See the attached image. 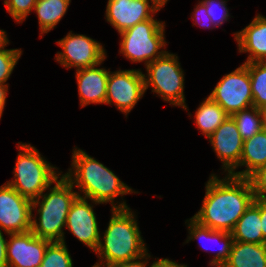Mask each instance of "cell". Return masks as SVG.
<instances>
[{
    "mask_svg": "<svg viewBox=\"0 0 266 267\" xmlns=\"http://www.w3.org/2000/svg\"><path fill=\"white\" fill-rule=\"evenodd\" d=\"M17 144L19 152L13 170L14 178L6 183L20 195L33 201L39 198L63 172H59V169L49 163L30 143Z\"/></svg>",
    "mask_w": 266,
    "mask_h": 267,
    "instance_id": "5b68a950",
    "label": "cell"
},
{
    "mask_svg": "<svg viewBox=\"0 0 266 267\" xmlns=\"http://www.w3.org/2000/svg\"><path fill=\"white\" fill-rule=\"evenodd\" d=\"M115 174L103 163L75 146L72 150L71 167L62 175L79 190L80 197L100 204L110 203L111 209L130 208L123 197L139 192L121 181ZM117 197H121L122 200L116 201Z\"/></svg>",
    "mask_w": 266,
    "mask_h": 267,
    "instance_id": "7a4b0ae2",
    "label": "cell"
},
{
    "mask_svg": "<svg viewBox=\"0 0 266 267\" xmlns=\"http://www.w3.org/2000/svg\"><path fill=\"white\" fill-rule=\"evenodd\" d=\"M213 151L222 163V174H230L240 162L243 139L233 118L229 116L209 137Z\"/></svg>",
    "mask_w": 266,
    "mask_h": 267,
    "instance_id": "4fadbf2b",
    "label": "cell"
},
{
    "mask_svg": "<svg viewBox=\"0 0 266 267\" xmlns=\"http://www.w3.org/2000/svg\"><path fill=\"white\" fill-rule=\"evenodd\" d=\"M9 41L10 40L8 39L6 31L3 29H0V49L4 47Z\"/></svg>",
    "mask_w": 266,
    "mask_h": 267,
    "instance_id": "8d00e7d4",
    "label": "cell"
},
{
    "mask_svg": "<svg viewBox=\"0 0 266 267\" xmlns=\"http://www.w3.org/2000/svg\"><path fill=\"white\" fill-rule=\"evenodd\" d=\"M231 116L253 106V95L248 68L242 64L223 77L208 95Z\"/></svg>",
    "mask_w": 266,
    "mask_h": 267,
    "instance_id": "9c48e42d",
    "label": "cell"
},
{
    "mask_svg": "<svg viewBox=\"0 0 266 267\" xmlns=\"http://www.w3.org/2000/svg\"><path fill=\"white\" fill-rule=\"evenodd\" d=\"M255 196L248 178L215 173L205 184L202 206L192 218L213 230L232 232Z\"/></svg>",
    "mask_w": 266,
    "mask_h": 267,
    "instance_id": "6da1fadb",
    "label": "cell"
},
{
    "mask_svg": "<svg viewBox=\"0 0 266 267\" xmlns=\"http://www.w3.org/2000/svg\"><path fill=\"white\" fill-rule=\"evenodd\" d=\"M261 230L266 239V199H260Z\"/></svg>",
    "mask_w": 266,
    "mask_h": 267,
    "instance_id": "d590c367",
    "label": "cell"
},
{
    "mask_svg": "<svg viewBox=\"0 0 266 267\" xmlns=\"http://www.w3.org/2000/svg\"><path fill=\"white\" fill-rule=\"evenodd\" d=\"M6 249L7 239H5L3 232L0 230V267H8Z\"/></svg>",
    "mask_w": 266,
    "mask_h": 267,
    "instance_id": "836d02e7",
    "label": "cell"
},
{
    "mask_svg": "<svg viewBox=\"0 0 266 267\" xmlns=\"http://www.w3.org/2000/svg\"><path fill=\"white\" fill-rule=\"evenodd\" d=\"M243 64L250 75L253 106L266 111V61Z\"/></svg>",
    "mask_w": 266,
    "mask_h": 267,
    "instance_id": "d4e9b609",
    "label": "cell"
},
{
    "mask_svg": "<svg viewBox=\"0 0 266 267\" xmlns=\"http://www.w3.org/2000/svg\"><path fill=\"white\" fill-rule=\"evenodd\" d=\"M179 63L178 55L167 52L150 62L143 73L145 91L150 87L163 101L188 111L185 99V74Z\"/></svg>",
    "mask_w": 266,
    "mask_h": 267,
    "instance_id": "52a82bcc",
    "label": "cell"
},
{
    "mask_svg": "<svg viewBox=\"0 0 266 267\" xmlns=\"http://www.w3.org/2000/svg\"><path fill=\"white\" fill-rule=\"evenodd\" d=\"M205 6L208 16L215 28L223 25L230 18L227 1L229 0H200Z\"/></svg>",
    "mask_w": 266,
    "mask_h": 267,
    "instance_id": "83f0119b",
    "label": "cell"
},
{
    "mask_svg": "<svg viewBox=\"0 0 266 267\" xmlns=\"http://www.w3.org/2000/svg\"><path fill=\"white\" fill-rule=\"evenodd\" d=\"M71 0H37L34 6L40 30V38L53 30L66 15Z\"/></svg>",
    "mask_w": 266,
    "mask_h": 267,
    "instance_id": "603a6c76",
    "label": "cell"
},
{
    "mask_svg": "<svg viewBox=\"0 0 266 267\" xmlns=\"http://www.w3.org/2000/svg\"><path fill=\"white\" fill-rule=\"evenodd\" d=\"M74 189L61 175L47 188V192L32 201L31 232L35 236L51 242H65L66 218L72 203L79 196ZM35 210L37 215L34 214Z\"/></svg>",
    "mask_w": 266,
    "mask_h": 267,
    "instance_id": "277c9868",
    "label": "cell"
},
{
    "mask_svg": "<svg viewBox=\"0 0 266 267\" xmlns=\"http://www.w3.org/2000/svg\"><path fill=\"white\" fill-rule=\"evenodd\" d=\"M145 92L141 68L109 71L105 104H114L127 117Z\"/></svg>",
    "mask_w": 266,
    "mask_h": 267,
    "instance_id": "30bf717a",
    "label": "cell"
},
{
    "mask_svg": "<svg viewBox=\"0 0 266 267\" xmlns=\"http://www.w3.org/2000/svg\"><path fill=\"white\" fill-rule=\"evenodd\" d=\"M7 235L8 267H40L51 241L37 237L31 231Z\"/></svg>",
    "mask_w": 266,
    "mask_h": 267,
    "instance_id": "9a60e30c",
    "label": "cell"
},
{
    "mask_svg": "<svg viewBox=\"0 0 266 267\" xmlns=\"http://www.w3.org/2000/svg\"><path fill=\"white\" fill-rule=\"evenodd\" d=\"M101 65L102 63L75 72L81 108L89 104H105L110 69L101 68Z\"/></svg>",
    "mask_w": 266,
    "mask_h": 267,
    "instance_id": "e0dca14e",
    "label": "cell"
},
{
    "mask_svg": "<svg viewBox=\"0 0 266 267\" xmlns=\"http://www.w3.org/2000/svg\"><path fill=\"white\" fill-rule=\"evenodd\" d=\"M32 201L6 182L0 186V230L6 234L31 231Z\"/></svg>",
    "mask_w": 266,
    "mask_h": 267,
    "instance_id": "8fae6325",
    "label": "cell"
},
{
    "mask_svg": "<svg viewBox=\"0 0 266 267\" xmlns=\"http://www.w3.org/2000/svg\"><path fill=\"white\" fill-rule=\"evenodd\" d=\"M137 23L119 33V53L132 63L150 62L162 57L166 51L165 22L154 18Z\"/></svg>",
    "mask_w": 266,
    "mask_h": 267,
    "instance_id": "8992f818",
    "label": "cell"
},
{
    "mask_svg": "<svg viewBox=\"0 0 266 267\" xmlns=\"http://www.w3.org/2000/svg\"><path fill=\"white\" fill-rule=\"evenodd\" d=\"M95 205L100 203L78 196L71 205L65 223L66 230L93 252L99 244L101 234L93 208Z\"/></svg>",
    "mask_w": 266,
    "mask_h": 267,
    "instance_id": "7c38bea8",
    "label": "cell"
},
{
    "mask_svg": "<svg viewBox=\"0 0 266 267\" xmlns=\"http://www.w3.org/2000/svg\"><path fill=\"white\" fill-rule=\"evenodd\" d=\"M263 165H266V127L251 138L243 141L239 165L229 175L247 178ZM239 167L245 168L241 171H235Z\"/></svg>",
    "mask_w": 266,
    "mask_h": 267,
    "instance_id": "d6986e66",
    "label": "cell"
},
{
    "mask_svg": "<svg viewBox=\"0 0 266 267\" xmlns=\"http://www.w3.org/2000/svg\"><path fill=\"white\" fill-rule=\"evenodd\" d=\"M160 11L167 4L169 0H150Z\"/></svg>",
    "mask_w": 266,
    "mask_h": 267,
    "instance_id": "74e56055",
    "label": "cell"
},
{
    "mask_svg": "<svg viewBox=\"0 0 266 267\" xmlns=\"http://www.w3.org/2000/svg\"><path fill=\"white\" fill-rule=\"evenodd\" d=\"M222 267H266V243L233 241L229 258Z\"/></svg>",
    "mask_w": 266,
    "mask_h": 267,
    "instance_id": "44dd1931",
    "label": "cell"
},
{
    "mask_svg": "<svg viewBox=\"0 0 266 267\" xmlns=\"http://www.w3.org/2000/svg\"><path fill=\"white\" fill-rule=\"evenodd\" d=\"M243 141L251 138L266 127V111L250 107L231 115Z\"/></svg>",
    "mask_w": 266,
    "mask_h": 267,
    "instance_id": "cb8c5ba5",
    "label": "cell"
},
{
    "mask_svg": "<svg viewBox=\"0 0 266 267\" xmlns=\"http://www.w3.org/2000/svg\"><path fill=\"white\" fill-rule=\"evenodd\" d=\"M193 25H199L202 28L214 29L215 26L212 24L210 17L207 14L206 6L199 1L198 4L194 7L193 13H191V18Z\"/></svg>",
    "mask_w": 266,
    "mask_h": 267,
    "instance_id": "4dcf8cb0",
    "label": "cell"
},
{
    "mask_svg": "<svg viewBox=\"0 0 266 267\" xmlns=\"http://www.w3.org/2000/svg\"><path fill=\"white\" fill-rule=\"evenodd\" d=\"M40 267H73L72 257L66 241L50 242L46 248Z\"/></svg>",
    "mask_w": 266,
    "mask_h": 267,
    "instance_id": "484cf974",
    "label": "cell"
},
{
    "mask_svg": "<svg viewBox=\"0 0 266 267\" xmlns=\"http://www.w3.org/2000/svg\"><path fill=\"white\" fill-rule=\"evenodd\" d=\"M111 218L94 251L103 265L137 259L149 252L131 208L111 209ZM103 239V240H102Z\"/></svg>",
    "mask_w": 266,
    "mask_h": 267,
    "instance_id": "3957f363",
    "label": "cell"
},
{
    "mask_svg": "<svg viewBox=\"0 0 266 267\" xmlns=\"http://www.w3.org/2000/svg\"><path fill=\"white\" fill-rule=\"evenodd\" d=\"M150 258H151V254L147 252L145 255L137 259L115 263V264H109V265H106V267H147V266H150V263H149Z\"/></svg>",
    "mask_w": 266,
    "mask_h": 267,
    "instance_id": "1f68e13d",
    "label": "cell"
},
{
    "mask_svg": "<svg viewBox=\"0 0 266 267\" xmlns=\"http://www.w3.org/2000/svg\"><path fill=\"white\" fill-rule=\"evenodd\" d=\"M261 226L260 199L255 198L231 232L233 240L254 244L266 243Z\"/></svg>",
    "mask_w": 266,
    "mask_h": 267,
    "instance_id": "ffe728a7",
    "label": "cell"
},
{
    "mask_svg": "<svg viewBox=\"0 0 266 267\" xmlns=\"http://www.w3.org/2000/svg\"><path fill=\"white\" fill-rule=\"evenodd\" d=\"M8 90H9V84H0V119L2 117L4 107L6 104Z\"/></svg>",
    "mask_w": 266,
    "mask_h": 267,
    "instance_id": "e575fe53",
    "label": "cell"
},
{
    "mask_svg": "<svg viewBox=\"0 0 266 267\" xmlns=\"http://www.w3.org/2000/svg\"><path fill=\"white\" fill-rule=\"evenodd\" d=\"M62 51L55 55V61L67 69L75 70L93 67L103 63L107 58L102 44L84 34L70 31L64 38L56 41Z\"/></svg>",
    "mask_w": 266,
    "mask_h": 267,
    "instance_id": "ba28073f",
    "label": "cell"
},
{
    "mask_svg": "<svg viewBox=\"0 0 266 267\" xmlns=\"http://www.w3.org/2000/svg\"><path fill=\"white\" fill-rule=\"evenodd\" d=\"M92 267H106V265H103V264L96 262Z\"/></svg>",
    "mask_w": 266,
    "mask_h": 267,
    "instance_id": "f35d334b",
    "label": "cell"
},
{
    "mask_svg": "<svg viewBox=\"0 0 266 267\" xmlns=\"http://www.w3.org/2000/svg\"><path fill=\"white\" fill-rule=\"evenodd\" d=\"M185 224L187 225L188 231V236L185 243H189L191 240H199L201 250H204L206 252H209L213 249L211 248L210 243L216 244V247L219 245L220 247L219 249H217L218 251L215 250V248L212 250H215L216 253L209 261L208 265H210L211 267H222L223 264L228 260L230 255L232 243L234 241L232 233L213 230L209 227L199 224L192 217L185 220ZM203 242L207 243L204 244Z\"/></svg>",
    "mask_w": 266,
    "mask_h": 267,
    "instance_id": "2e32d148",
    "label": "cell"
},
{
    "mask_svg": "<svg viewBox=\"0 0 266 267\" xmlns=\"http://www.w3.org/2000/svg\"><path fill=\"white\" fill-rule=\"evenodd\" d=\"M233 35L239 53H249L244 63L266 61V16L258 13L251 23Z\"/></svg>",
    "mask_w": 266,
    "mask_h": 267,
    "instance_id": "ac0fdd59",
    "label": "cell"
},
{
    "mask_svg": "<svg viewBox=\"0 0 266 267\" xmlns=\"http://www.w3.org/2000/svg\"><path fill=\"white\" fill-rule=\"evenodd\" d=\"M7 12L17 22L23 23L28 15L33 11L37 0H4Z\"/></svg>",
    "mask_w": 266,
    "mask_h": 267,
    "instance_id": "f1b7e54d",
    "label": "cell"
},
{
    "mask_svg": "<svg viewBox=\"0 0 266 267\" xmlns=\"http://www.w3.org/2000/svg\"><path fill=\"white\" fill-rule=\"evenodd\" d=\"M228 117L224 109L208 96L196 109L194 123L200 134L208 138Z\"/></svg>",
    "mask_w": 266,
    "mask_h": 267,
    "instance_id": "7402d4cb",
    "label": "cell"
},
{
    "mask_svg": "<svg viewBox=\"0 0 266 267\" xmlns=\"http://www.w3.org/2000/svg\"><path fill=\"white\" fill-rule=\"evenodd\" d=\"M255 198L266 199V165L256 169L248 177Z\"/></svg>",
    "mask_w": 266,
    "mask_h": 267,
    "instance_id": "f546056e",
    "label": "cell"
},
{
    "mask_svg": "<svg viewBox=\"0 0 266 267\" xmlns=\"http://www.w3.org/2000/svg\"><path fill=\"white\" fill-rule=\"evenodd\" d=\"M8 45L10 42L0 49V84H7L23 52L21 48L5 49Z\"/></svg>",
    "mask_w": 266,
    "mask_h": 267,
    "instance_id": "4316f807",
    "label": "cell"
},
{
    "mask_svg": "<svg viewBox=\"0 0 266 267\" xmlns=\"http://www.w3.org/2000/svg\"><path fill=\"white\" fill-rule=\"evenodd\" d=\"M153 263L148 267H187L186 264H179L174 260H170L169 258H156Z\"/></svg>",
    "mask_w": 266,
    "mask_h": 267,
    "instance_id": "d6a6232c",
    "label": "cell"
},
{
    "mask_svg": "<svg viewBox=\"0 0 266 267\" xmlns=\"http://www.w3.org/2000/svg\"><path fill=\"white\" fill-rule=\"evenodd\" d=\"M159 12L150 0H108L105 19L118 33L151 19Z\"/></svg>",
    "mask_w": 266,
    "mask_h": 267,
    "instance_id": "5bb4252c",
    "label": "cell"
}]
</instances>
